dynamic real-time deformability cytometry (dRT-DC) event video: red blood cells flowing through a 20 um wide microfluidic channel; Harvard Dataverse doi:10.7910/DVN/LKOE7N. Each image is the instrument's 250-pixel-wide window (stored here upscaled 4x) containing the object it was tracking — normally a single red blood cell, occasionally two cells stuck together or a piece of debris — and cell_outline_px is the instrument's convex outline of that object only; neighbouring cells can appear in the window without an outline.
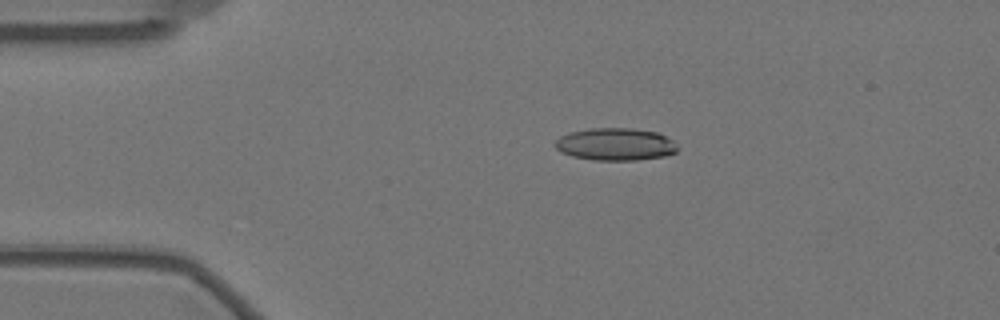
{"species": "Egyptian fruit bat (a non-hibernating species)", "species_latin": "Rousettus aegyptiacus", "temperature_condition": "warm", "stored_images_in_passage": 48, "camera_frame_rate_fps": 3000, "um_per_image_px": 0.085, "animal": {"sex": "female"}, "frame": {"image": 1, "passage_image": 1, "time_ms": 0.0, "image_size_px": [1000, 320], "cell_outline_px": [[676, 152], [664, 156], [636, 160], [596, 160], [572, 156], [560, 152], [552, 144], [560, 136], [568, 132], [592, 128], [628, 128], [656, 132], [672, 140], [676, 148]], "centroid_in_image_um": [52.24, 12.26], "position_along_channel_um": 32.8, "area_um2": 23.0}}
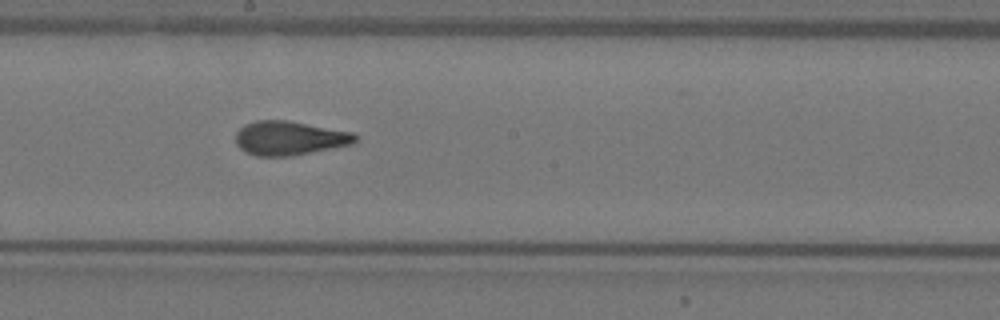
{"frame": {"image": 2, "passage_image": 21, "time_ms": 6.667, "image_size_px": [1000, 320], "cell_outline_px": [[356, 140], [352, 144], [292, 156], [256, 156], [244, 152], [236, 144], [236, 132], [244, 124], [256, 120], [288, 120], [352, 132], [356, 136]], "centroid_in_image_um": [24.56, 11.74], "position_along_channel_um": 223.6, "area_um2": 23.76}}
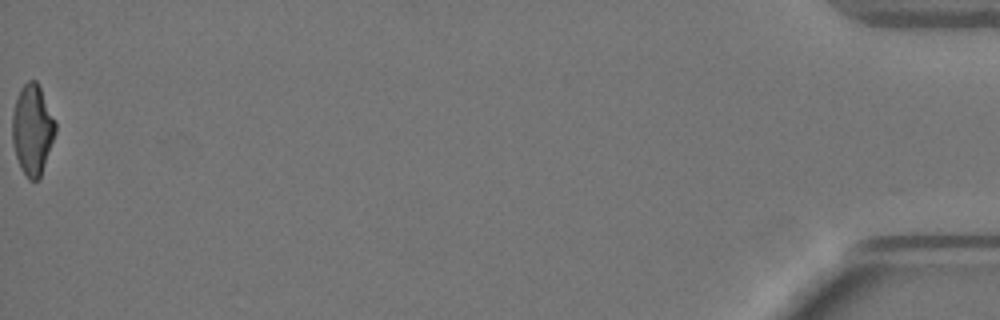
{"frame": {"image": 3, "passage_image": 48, "time_ms": 15.667, "image_size_px": [1000, 320], "cell_outline_px": [[56, 132], [40, 176], [36, 180], [28, 180], [20, 168], [16, 156], [12, 140], [12, 112], [20, 88], [28, 80], [36, 80], [56, 120]], "centroid_in_image_um": [2.75, 11.01], "position_along_channel_um": 432.5, "area_um2": 22.66}, "authors_computed_cell_mechanics": {"area_um2": 23.5535, "velocity_mm_per_s": 3.4759, "shape_relaxation_time_tau1_ms": 7.8169, "shape_relaxation_time_tau2_ms": 1.342, "deformation_change_tau1": 0.2225, "deformation_change_tau2": 0.098}}